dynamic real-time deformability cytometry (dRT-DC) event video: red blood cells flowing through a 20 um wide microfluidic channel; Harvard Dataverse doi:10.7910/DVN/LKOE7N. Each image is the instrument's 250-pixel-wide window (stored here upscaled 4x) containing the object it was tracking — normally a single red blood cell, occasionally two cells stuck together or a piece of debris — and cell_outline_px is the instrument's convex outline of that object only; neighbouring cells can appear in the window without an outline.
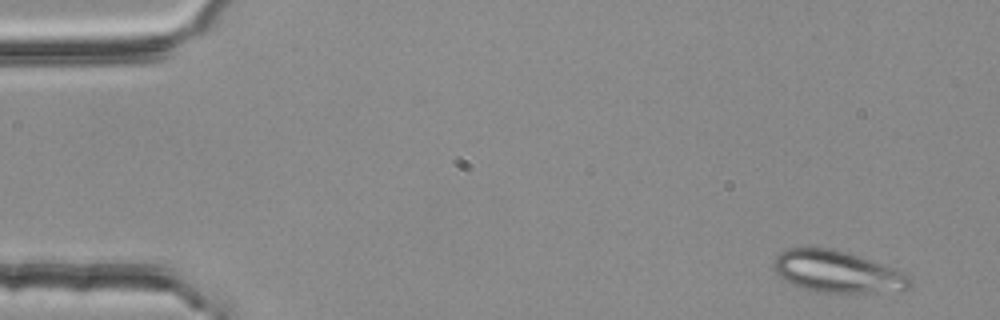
{"species": "common noctule bat (a hibernating species)", "species_latin": "Nyctalus noctula", "temperature_condition": "room temperature", "stored_images_in_passage": 4, "camera_frame_rate_fps": 3000, "um_per_image_px": 0.085, "animal": {"sex": "female", "body_mass_g": 25.1}, "frame": {"image": 1, "passage_image": 1, "time_ms": 0.0, "image_size_px": [1000, 320], "cell_outline_px": [[912, 288], [904, 292], [816, 292], [800, 288], [784, 280], [772, 272], [772, 264], [776, 256], [780, 252], [788, 248], [836, 248], [908, 272], [912, 276]], "centroid_in_image_um": [71.24, 23.11], "position_along_channel_um": 13.8, "area_um2": 34.22}}